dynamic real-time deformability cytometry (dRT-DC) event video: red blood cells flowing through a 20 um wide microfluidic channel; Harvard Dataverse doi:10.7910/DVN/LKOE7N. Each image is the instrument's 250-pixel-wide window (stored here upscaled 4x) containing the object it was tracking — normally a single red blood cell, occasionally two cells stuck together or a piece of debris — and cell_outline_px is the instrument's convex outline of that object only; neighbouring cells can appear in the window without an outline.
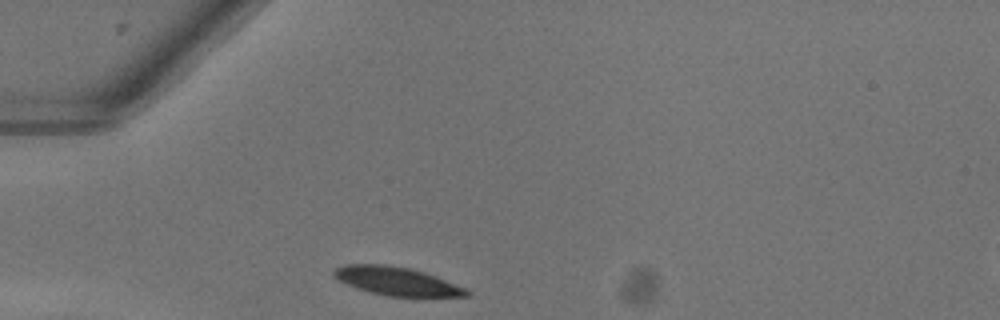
{"species": "common noctule bat (a hibernating species)", "species_latin": "Nyctalus noctula", "temperature_condition": "warm", "stored_images_in_passage": 29, "camera_frame_rate_fps": 3000, "um_per_image_px": 0.085, "animal": {"sex": "female"}, "frame": {"image": 1, "passage_image": 1, "time_ms": 0.0, "image_size_px": [1000, 320], "cell_outline_px": [[472, 292], [468, 296], [388, 296], [368, 292], [356, 288], [332, 276], [332, 272], [336, 268], [344, 264], [384, 264], [408, 268], [424, 272], [436, 276], [468, 288]], "centroid_in_image_um": [33.74, 23.9], "position_along_channel_um": 51.3, "area_um2": 21.96}}
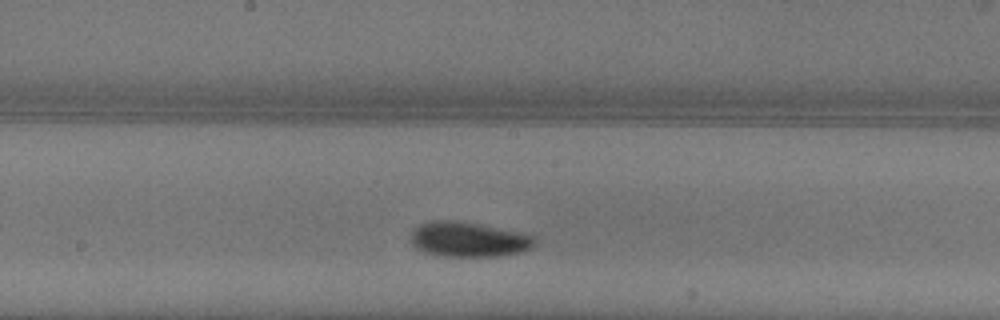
{"frame": {"image": 2, "passage_image": 14, "time_ms": 4.333, "image_size_px": [1000, 320], "cell_outline_px": [[536, 240], [528, 248], [520, 252], [496, 256], [436, 256], [424, 252], [416, 248], [412, 244], [412, 228], [428, 220], [460, 220], [528, 232], [536, 236]], "centroid_in_image_um": [39.83, 20.32], "position_along_channel_um": 208.4, "area_um2": 25.84}}
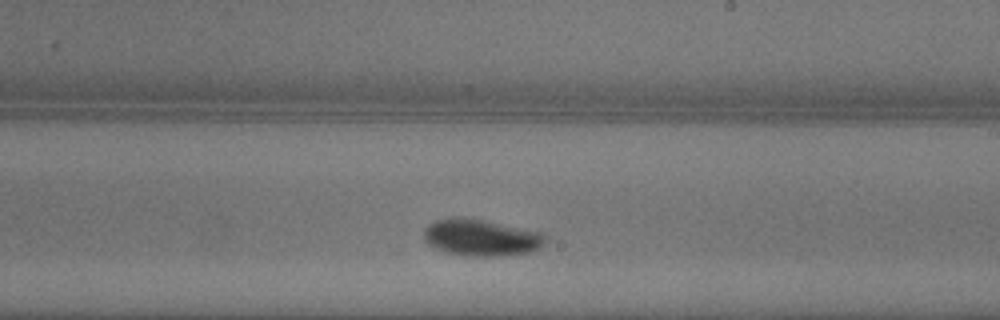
{"frame": {"image": 3, "passage_image": 17, "time_ms": 5.333, "image_size_px": [1000, 320], "cell_outline_px": [[544, 244], [532, 252], [500, 256], [468, 256], [444, 252], [428, 244], [424, 240], [424, 228], [428, 224], [436, 220], [452, 216], [460, 216], [484, 220], [544, 232]], "centroid_in_image_um": [40.87, 20.18], "position_along_channel_um": 248.1, "area_um2": 26.3}, "authors_computed_cell_mechanics": {"area_um2": 23.5246, "velocity_mm_per_s": 4.0118, "shape_relaxation_time_tau1_ms": 2.2784, "shape_relaxation_time_tau2_ms": null, "deformation_change_tau1": 0.1144, "deformation_change_tau2": null}}